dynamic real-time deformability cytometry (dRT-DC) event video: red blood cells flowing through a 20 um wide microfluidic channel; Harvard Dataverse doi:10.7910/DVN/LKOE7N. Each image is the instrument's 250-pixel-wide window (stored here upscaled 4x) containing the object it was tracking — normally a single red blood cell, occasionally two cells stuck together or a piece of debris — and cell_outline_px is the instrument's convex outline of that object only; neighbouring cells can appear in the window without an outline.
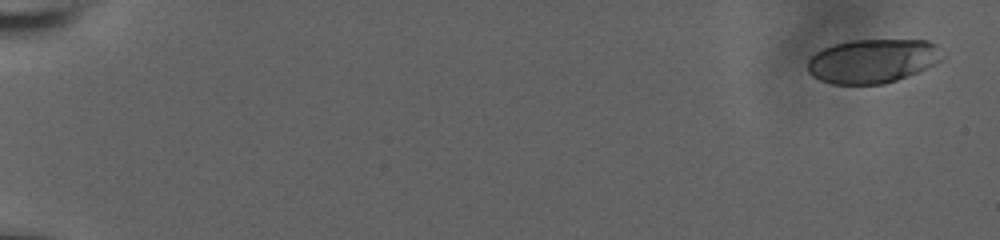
{"species": "human", "species_latin": "Homo sapiens", "temperature_condition": "room temperature", "stored_images_in_passage": 9, "camera_frame_rate_fps": 3000, "um_per_image_px": 0.085, "donor": {"sex": "male"}, "frame": {"image": 1, "passage_image": 1, "time_ms": 0.0, "image_size_px": [1000, 240], "cell_outline_px": [[944, 60], [936, 64], [896, 80], [884, 84], [832, 84], [820, 80], [812, 76], [808, 72], [808, 60], [816, 52], [832, 44], [848, 40], [928, 40], [936, 44], [944, 56]], "centroid_in_image_um": [74.18, 5.17], "position_along_channel_um": 10.8, "area_um2": 34.74}}
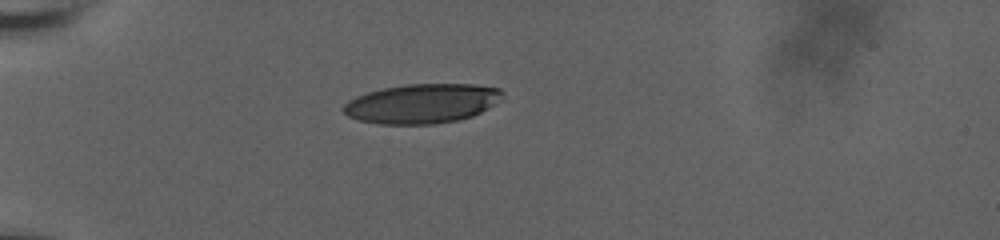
{"frame": {"image": 2, "passage_image": 8, "time_ms": 2.333, "image_size_px": [1000, 240], "cell_outline_px": [[504, 100], [472, 116], [456, 120], [432, 124], [376, 124], [360, 120], [348, 116], [340, 108], [348, 100], [356, 96], [368, 92], [384, 88], [404, 84], [472, 84], [500, 88], [504, 92]], "centroid_in_image_um": [35.89, 8.79], "position_along_channel_um": 49.1, "area_um2": 36.82}}